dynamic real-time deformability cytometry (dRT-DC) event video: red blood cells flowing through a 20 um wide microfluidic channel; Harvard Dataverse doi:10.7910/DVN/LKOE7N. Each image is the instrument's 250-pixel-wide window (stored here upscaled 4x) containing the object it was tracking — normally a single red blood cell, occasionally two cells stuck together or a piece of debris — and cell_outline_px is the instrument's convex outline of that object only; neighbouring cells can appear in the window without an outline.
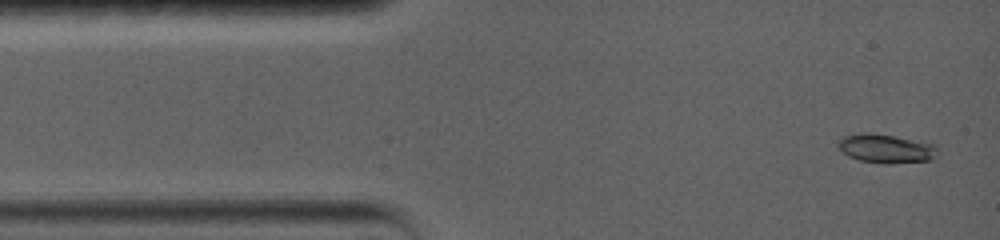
{"species": "common noctule bat (a hibernating species)", "species_latin": "Nyctalus noctula", "temperature_condition": "warm", "stored_images_in_passage": 43, "camera_frame_rate_fps": 5000, "um_per_image_px": 0.085, "animal": {"sex": "female", "body_mass_g": 19.0, "forearm_length_mm": 56.7}, "frame": {"image": 1, "passage_image": 1, "time_ms": 0.0, "image_size_px": [1000, 240], "cell_outline_px": [[936, 156], [932, 160], [888, 164], [860, 160], [848, 156], [836, 144], [844, 136], [860, 132], [928, 140], [936, 144]], "centroid_in_image_um": [75.39, 12.61], "position_along_channel_um": 9.6, "area_um2": 16.94}}
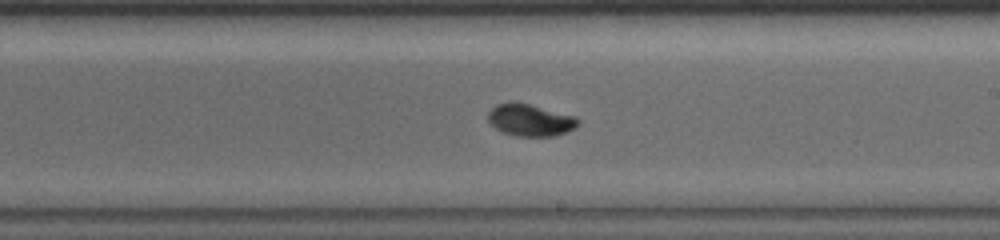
{"frame": {"image": 2, "passage_image": 19, "time_ms": 8.4, "image_size_px": [1000, 240], "cell_outline_px": [[580, 124], [576, 128], [552, 136], [516, 136], [504, 132], [496, 128], [488, 120], [488, 112], [496, 104], [528, 104], [576, 116], [580, 120]], "centroid_in_image_um": [45.12, 10.23], "position_along_channel_um": 243.9, "area_um2": 16.36}}
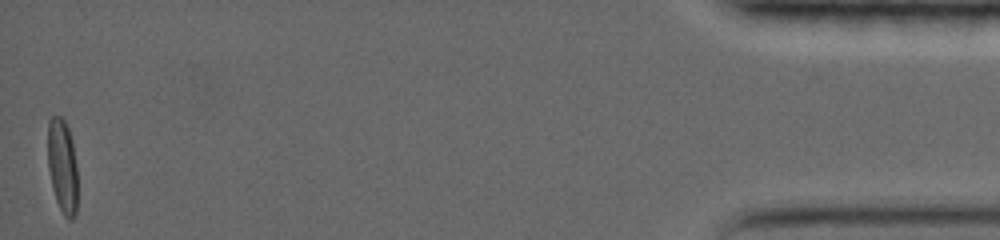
{"frame": {"image": 3, "passage_image": 43, "time_ms": 17.2, "image_size_px": [1000, 240], "cell_outline_px": [[76, 216], [72, 220], [68, 220], [64, 216], [56, 200], [52, 188], [48, 168], [48, 120], [52, 116], [60, 116], [64, 120], [68, 128], [72, 140], [76, 164]], "centroid_in_image_um": [5.29, 14.13], "position_along_channel_um": 429.9, "area_um2": 16.36}, "authors_computed_cell_mechanics": {"area_um2": 16.184, "velocity_mm_per_s": 3.5964, "shape_relaxation_time_tau1_ms": 3.679, "shape_relaxation_time_tau2_ms": 2.986, "deformation_change_tau1": 0.1874, "deformation_change_tau2": 0.0341}}